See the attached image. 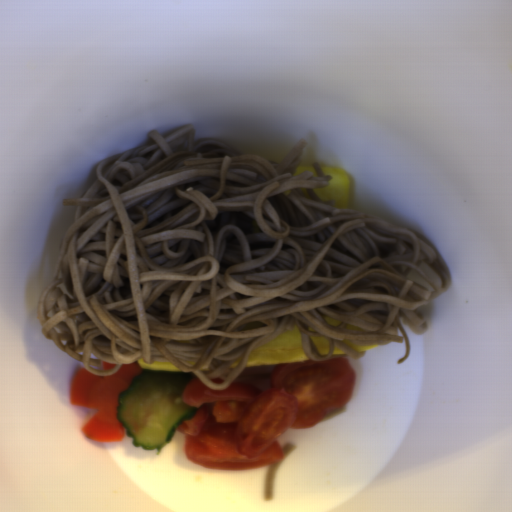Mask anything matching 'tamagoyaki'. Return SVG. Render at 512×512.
<instances>
[{"mask_svg": "<svg viewBox=\"0 0 512 512\" xmlns=\"http://www.w3.org/2000/svg\"><path fill=\"white\" fill-rule=\"evenodd\" d=\"M309 360L302 349L300 332L294 324L273 341L251 351L240 375L274 372L277 365ZM239 375V376H240Z\"/></svg>", "mask_w": 512, "mask_h": 512, "instance_id": "1", "label": "tamagoyaki"}, {"mask_svg": "<svg viewBox=\"0 0 512 512\" xmlns=\"http://www.w3.org/2000/svg\"><path fill=\"white\" fill-rule=\"evenodd\" d=\"M326 176H332L326 187L315 190V194L325 201H334L339 209H347L349 203L350 181L342 167L320 165Z\"/></svg>", "mask_w": 512, "mask_h": 512, "instance_id": "2", "label": "tamagoyaki"}, {"mask_svg": "<svg viewBox=\"0 0 512 512\" xmlns=\"http://www.w3.org/2000/svg\"><path fill=\"white\" fill-rule=\"evenodd\" d=\"M140 368L145 370H159V371H177L184 372L169 361H154L152 363L147 364L145 360L142 358L137 361Z\"/></svg>", "mask_w": 512, "mask_h": 512, "instance_id": "3", "label": "tamagoyaki"}, {"mask_svg": "<svg viewBox=\"0 0 512 512\" xmlns=\"http://www.w3.org/2000/svg\"><path fill=\"white\" fill-rule=\"evenodd\" d=\"M320 357L327 356L331 349L330 340L321 336L311 337Z\"/></svg>", "mask_w": 512, "mask_h": 512, "instance_id": "4", "label": "tamagoyaki"}, {"mask_svg": "<svg viewBox=\"0 0 512 512\" xmlns=\"http://www.w3.org/2000/svg\"><path fill=\"white\" fill-rule=\"evenodd\" d=\"M346 345H348L351 349L357 351V352H363V351H366V350H370V349H373L379 345H357V344H354L352 342H349V341H343Z\"/></svg>", "mask_w": 512, "mask_h": 512, "instance_id": "5", "label": "tamagoyaki"}, {"mask_svg": "<svg viewBox=\"0 0 512 512\" xmlns=\"http://www.w3.org/2000/svg\"><path fill=\"white\" fill-rule=\"evenodd\" d=\"M305 171H308L310 174H312L313 176H316L317 177V173L313 167V165H305V166H298L296 172L294 173L293 176H297V175H300L302 174L303 172Z\"/></svg>", "mask_w": 512, "mask_h": 512, "instance_id": "6", "label": "tamagoyaki"}, {"mask_svg": "<svg viewBox=\"0 0 512 512\" xmlns=\"http://www.w3.org/2000/svg\"><path fill=\"white\" fill-rule=\"evenodd\" d=\"M325 320L326 322L330 325V326H340V323L341 321L337 320V319H332L330 318L329 316L328 317H325Z\"/></svg>", "mask_w": 512, "mask_h": 512, "instance_id": "7", "label": "tamagoyaki"}, {"mask_svg": "<svg viewBox=\"0 0 512 512\" xmlns=\"http://www.w3.org/2000/svg\"><path fill=\"white\" fill-rule=\"evenodd\" d=\"M341 354H348V353H346L345 351H343L341 348H339V347L334 343V353H333V356H334V355H341Z\"/></svg>", "mask_w": 512, "mask_h": 512, "instance_id": "8", "label": "tamagoyaki"}]
</instances>
